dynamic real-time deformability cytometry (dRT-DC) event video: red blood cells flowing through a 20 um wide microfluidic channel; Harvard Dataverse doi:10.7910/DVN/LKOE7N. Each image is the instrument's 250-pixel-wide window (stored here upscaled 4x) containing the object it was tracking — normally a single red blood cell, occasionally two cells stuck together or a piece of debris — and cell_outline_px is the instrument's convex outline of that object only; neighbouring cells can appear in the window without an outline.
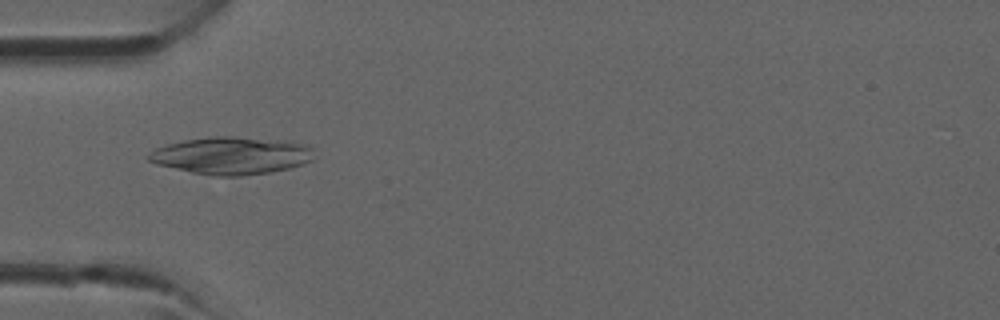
{"species": "common noctule bat (a hibernating species)", "species_latin": "Nyctalus noctula", "temperature_condition": "room temperature", "stored_images_in_passage": 39, "camera_frame_rate_fps": 3000, "um_per_image_px": 0.085, "animal": {"sex": "male", "forearm_length_mm": 52.5}, "frame": {"image": 1, "passage_image": 12, "time_ms": 3.667, "image_size_px": [1000, 320], "cell_outline_px": [[312, 160], [304, 164], [272, 172], [244, 176], [216, 176], [192, 172], [156, 164], [148, 160], [144, 156], [156, 148], [168, 144], [184, 140], [212, 136], [232, 136], [284, 140], [308, 144], [312, 148]], "centroid_in_image_um": [19.68, 13.22], "position_along_channel_um": 65.3, "area_um2": 36.3}}
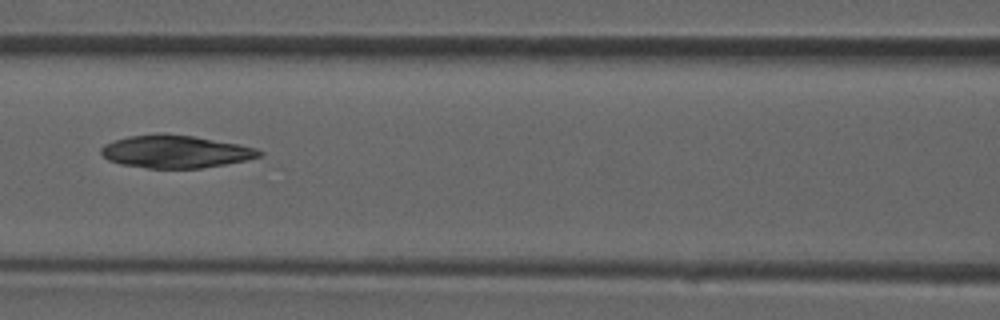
{"frame": {"image": 2, "passage_image": 17, "time_ms": 5.333, "image_size_px": [1000, 320], "cell_outline_px": [[264, 156], [224, 164], [200, 168], [148, 168], [120, 164], [108, 160], [100, 152], [100, 148], [104, 144], [128, 136], [156, 132], [160, 132], [192, 136], [240, 144], [256, 148], [264, 152]], "centroid_in_image_um": [14.91, 12.87], "position_along_channel_um": 151.7, "area_um2": 30.29}}
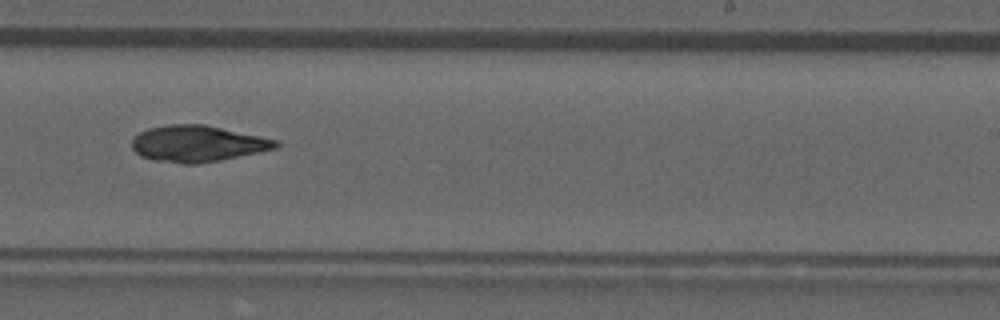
{"frame": {"image": 3, "passage_image": 24, "time_ms": 7.667, "image_size_px": [1000, 320], "cell_outline_px": [[280, 144], [276, 148], [220, 160], [200, 164], [180, 164], [152, 160], [140, 156], [132, 148], [132, 140], [140, 132], [148, 128], [168, 124], [204, 124], [276, 140]], "centroid_in_image_um": [16.73, 12.22], "position_along_channel_um": 272.3, "area_um2": 30.29}}